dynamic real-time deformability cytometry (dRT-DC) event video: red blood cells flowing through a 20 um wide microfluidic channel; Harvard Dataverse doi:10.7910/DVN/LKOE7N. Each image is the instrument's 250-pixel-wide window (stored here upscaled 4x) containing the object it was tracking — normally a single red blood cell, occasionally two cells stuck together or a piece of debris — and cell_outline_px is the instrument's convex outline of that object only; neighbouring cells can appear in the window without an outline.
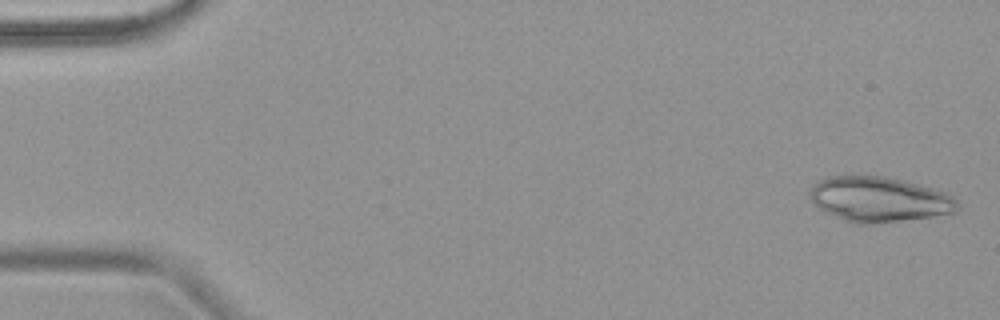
{"species": "common noctule bat (a hibernating species)", "species_latin": "Nyctalus noctula", "temperature_condition": "warm", "stored_images_in_passage": 5, "camera_frame_rate_fps": 3000, "um_per_image_px": 0.085, "animal": {"sex": "female", "body_mass_g": 18.4}, "frame": {"image": 1, "passage_image": 1, "time_ms": 0.0, "image_size_px": [1000, 320], "cell_outline_px": [[960, 208], [956, 212], [932, 216], [872, 224], [852, 224], [820, 208], [812, 200], [808, 192], [820, 180], [828, 176], [844, 172], [884, 176], [904, 180], [932, 188], [944, 192], [952, 196], [956, 200]], "centroid_in_image_um": [74.7, 16.9], "position_along_channel_um": 10.3, "area_um2": 39.25}}